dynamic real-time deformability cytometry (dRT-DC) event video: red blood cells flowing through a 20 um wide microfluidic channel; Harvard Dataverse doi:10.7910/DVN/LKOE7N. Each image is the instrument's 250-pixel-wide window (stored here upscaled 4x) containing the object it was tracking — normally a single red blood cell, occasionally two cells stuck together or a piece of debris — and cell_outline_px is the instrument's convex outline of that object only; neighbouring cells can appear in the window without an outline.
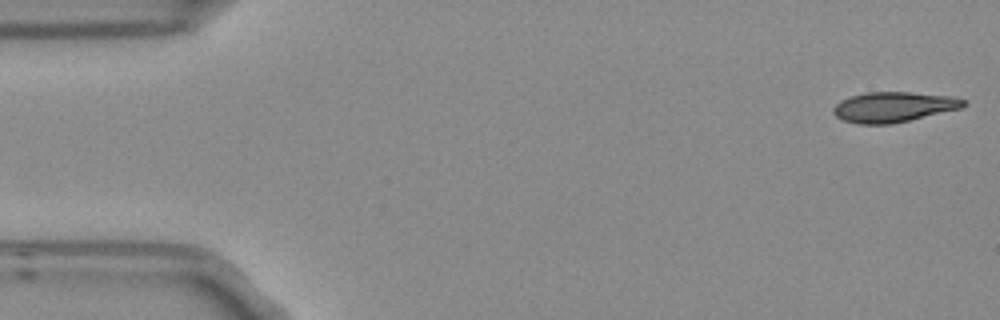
{"species": "Egyptian fruit bat (a non-hibernating species)", "species_latin": "Rousettus aegyptiacus", "temperature_condition": "room temperature", "stored_images_in_passage": 6, "camera_frame_rate_fps": 3000, "um_per_image_px": 0.085, "frame": {"image": 1, "passage_image": 1, "time_ms": 0.0, "image_size_px": [1000, 320], "cell_outline_px": [[968, 104], [960, 108], [892, 124], [856, 124], [844, 120], [836, 116], [832, 112], [832, 108], [840, 100], [848, 96], [864, 92], [912, 92], [956, 96], [964, 100]], "centroid_in_image_um": [75.93, 9.08], "position_along_channel_um": 9.1, "area_um2": 23.12}}
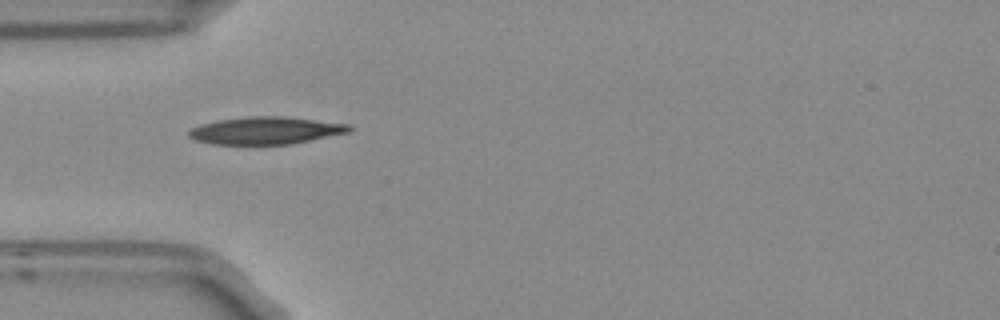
{"frame": {"image": 2, "passage_image": 5, "time_ms": 1.333, "image_size_px": [1000, 320], "cell_outline_px": [[352, 128], [348, 132], [292, 144], [212, 144], [196, 140], [188, 136], [188, 132], [192, 128], [200, 124], [216, 120], [248, 116], [284, 116], [352, 124]], "centroid_in_image_um": [22.58, 11.08], "position_along_channel_um": 62.4, "area_um2": 25.66}}